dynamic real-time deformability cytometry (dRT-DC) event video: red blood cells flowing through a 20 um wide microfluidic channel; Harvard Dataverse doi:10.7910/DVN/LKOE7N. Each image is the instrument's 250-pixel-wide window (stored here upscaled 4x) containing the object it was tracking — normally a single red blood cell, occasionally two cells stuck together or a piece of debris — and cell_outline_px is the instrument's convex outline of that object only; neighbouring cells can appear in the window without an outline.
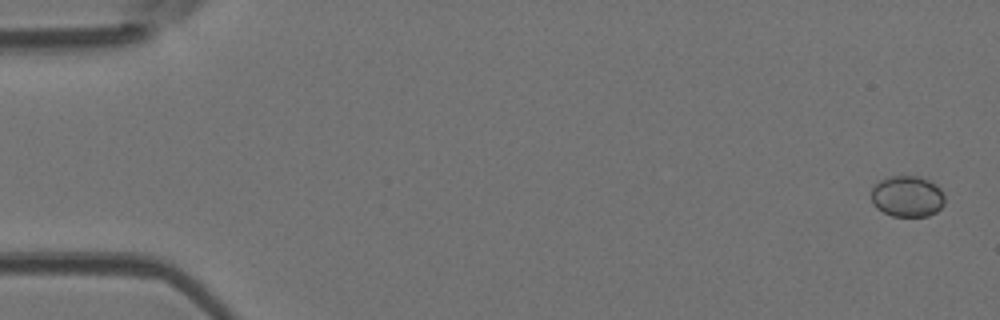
{"species": "Egyptian fruit bat (a non-hibernating species)", "species_latin": "Rousettus aegyptiacus", "temperature_condition": "room temperature", "stored_images_in_passage": 4, "camera_frame_rate_fps": 3000, "um_per_image_px": 0.085, "animal": {"sex": "female"}, "frame": {"image": 1, "passage_image": 1, "time_ms": 0.0, "image_size_px": [1000, 320], "cell_outline_px": [[944, 204], [936, 212], [928, 216], [892, 216], [876, 208], [872, 204], [872, 184], [888, 176], [920, 176], [936, 184], [940, 188], [944, 196]], "centroid_in_image_um": [77.1, 16.68], "position_along_channel_um": 7.9, "area_um2": 17.8}}